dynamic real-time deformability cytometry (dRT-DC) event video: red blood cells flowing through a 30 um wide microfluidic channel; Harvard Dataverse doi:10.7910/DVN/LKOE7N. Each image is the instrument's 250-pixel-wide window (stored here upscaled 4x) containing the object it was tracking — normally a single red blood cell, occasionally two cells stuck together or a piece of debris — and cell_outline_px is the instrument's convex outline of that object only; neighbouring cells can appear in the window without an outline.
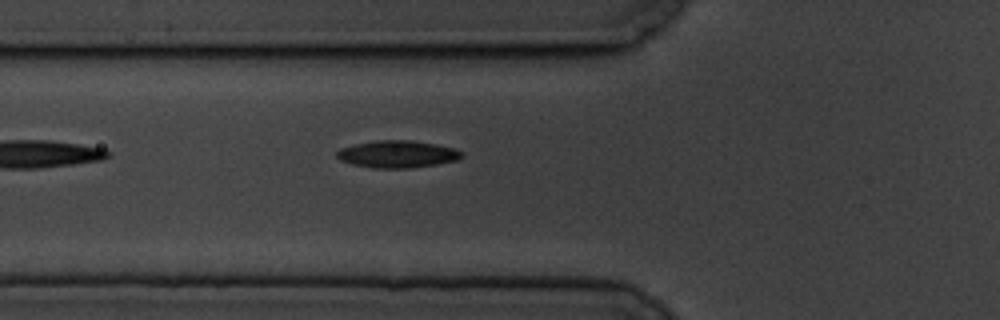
{"species": "common noctule bat (a hibernating species)", "species_latin": "Nyctalus noctula", "temperature_condition": "cold", "stored_images_in_passage": 2, "camera_frame_rate_fps": 3000, "um_per_image_px": 0.085, "animal": {"sex": "male", "body_mass_g": 19.5, "forearm_length_mm": 54.6}, "frame": {"image": 1, "passage_image": 2, "time_ms": 1.333, "image_size_px": [1000, 320], "cell_outline_px": [[464, 156], [456, 160], [436, 164], [408, 168], [376, 168], [352, 164], [340, 160], [336, 156], [336, 152], [340, 148], [356, 144], [376, 140], [412, 140], [436, 144], [452, 148], [460, 152]], "centroid_in_image_um": [33.74, 13.1], "position_along_channel_um": 92.1, "area_um2": 19.59}}